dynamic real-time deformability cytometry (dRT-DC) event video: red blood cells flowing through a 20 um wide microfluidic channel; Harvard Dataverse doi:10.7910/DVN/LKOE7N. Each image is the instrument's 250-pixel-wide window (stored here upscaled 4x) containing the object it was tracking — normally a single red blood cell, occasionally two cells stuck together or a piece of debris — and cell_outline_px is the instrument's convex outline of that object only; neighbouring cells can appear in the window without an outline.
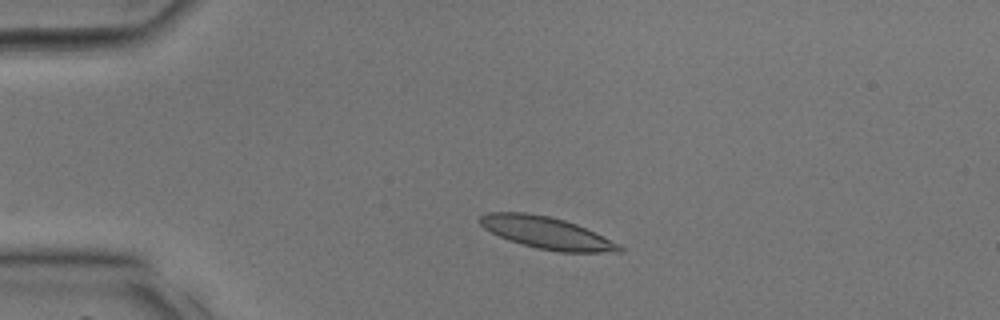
{"species": "common noctule bat (a hibernating species)", "species_latin": "Nyctalus noctula", "temperature_condition": "room temperature", "stored_images_in_passage": 30, "camera_frame_rate_fps": 3000, "um_per_image_px": 0.085, "animal": {"sex": "male", "body_mass_g": 17.9, "forearm_length_mm": 54.2}, "frame": {"image": 1, "passage_image": 1, "time_ms": 0.0, "image_size_px": [1000, 320], "cell_outline_px": [[624, 252], [560, 252], [536, 248], [500, 236], [484, 228], [480, 224], [480, 216], [488, 212], [524, 212], [548, 216], [564, 220], [576, 224], [620, 244], [624, 248]], "centroid_in_image_um": [46.5, 19.79], "position_along_channel_um": 38.5, "area_um2": 25.61}}
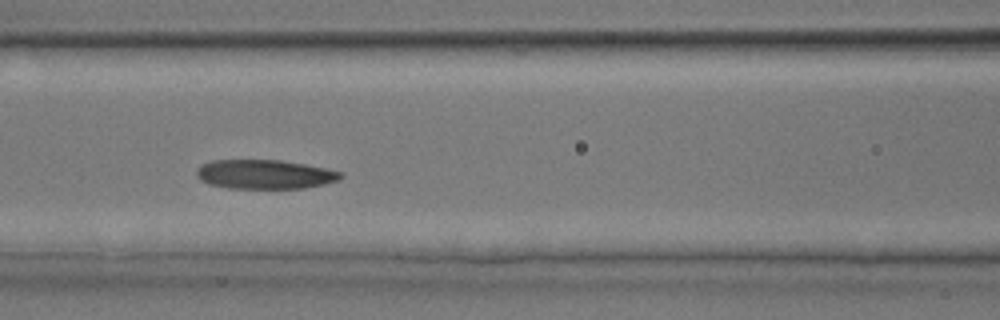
{"frame": {"image": 2, "passage_image": 9, "time_ms": 2.667, "image_size_px": [1000, 320], "cell_outline_px": [[344, 176], [340, 180], [324, 184], [304, 188], [228, 188], [208, 184], [200, 180], [196, 176], [196, 172], [200, 164], [212, 160], [280, 160], [304, 164], [324, 168], [340, 172]], "centroid_in_image_um": [22.47, 14.82], "position_along_channel_um": 144.1, "area_um2": 24.57}}
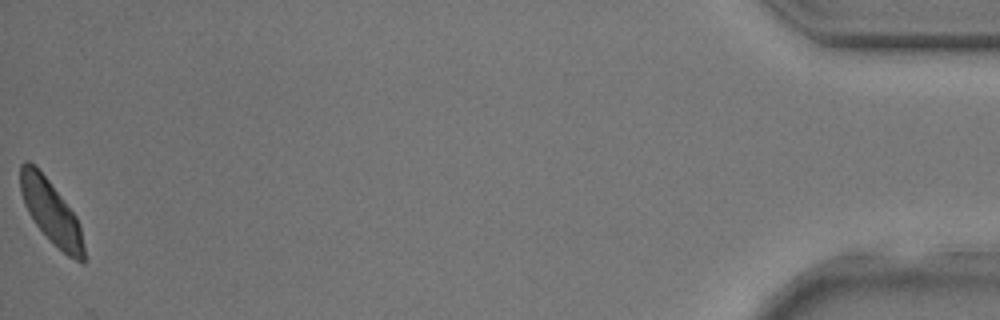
{"frame": {"image": 3, "passage_image": 30, "time_ms": 9.667, "image_size_px": [1000, 320], "cell_outline_px": [[84, 264], [68, 256], [36, 224], [28, 212], [24, 204], [20, 192], [20, 164], [24, 160], [28, 160], [48, 180], [76, 216], [80, 224], [84, 248]], "centroid_in_image_um": [4.33, 17.99], "position_along_channel_um": 430.9, "area_um2": 22.77}}